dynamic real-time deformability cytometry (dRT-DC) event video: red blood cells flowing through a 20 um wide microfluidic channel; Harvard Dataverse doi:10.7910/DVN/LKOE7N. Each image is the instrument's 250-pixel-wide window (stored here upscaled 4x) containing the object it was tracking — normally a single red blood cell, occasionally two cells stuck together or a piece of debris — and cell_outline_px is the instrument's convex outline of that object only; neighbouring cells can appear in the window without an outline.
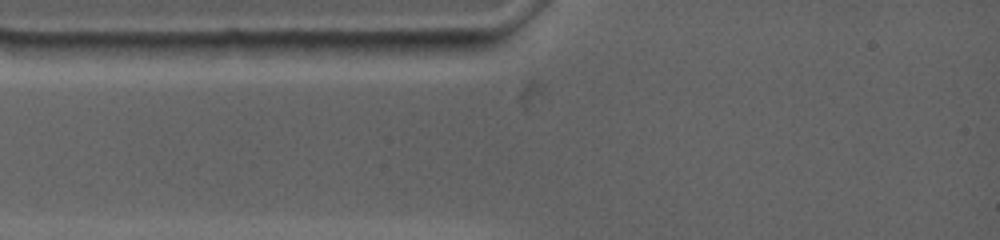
{"species": "common noctule bat (a hibernating species)", "species_latin": "Nyctalus noctula", "temperature_condition": "warm", "stored_images_in_passage": 1, "camera_frame_rate_fps": 4500, "um_per_image_px": 0.085, "animal": {"sex": "female", "body_mass_g": 19.0, "forearm_length_mm": 53.3}, "frame": {"image": 1, "passage_image": 1, "time_ms": 0.0, "image_size_px": [1000, 240], "cell_outline_px": [[500, 36], [496, 44], [488, 48], [464, 56], [416, 60], [372, 60], [364, 56], [356, 44], [356, 40]], "centroid_in_image_um": [36.02, 4.05], "position_along_channel_um": 49.0, "area_um2": 18.73}}